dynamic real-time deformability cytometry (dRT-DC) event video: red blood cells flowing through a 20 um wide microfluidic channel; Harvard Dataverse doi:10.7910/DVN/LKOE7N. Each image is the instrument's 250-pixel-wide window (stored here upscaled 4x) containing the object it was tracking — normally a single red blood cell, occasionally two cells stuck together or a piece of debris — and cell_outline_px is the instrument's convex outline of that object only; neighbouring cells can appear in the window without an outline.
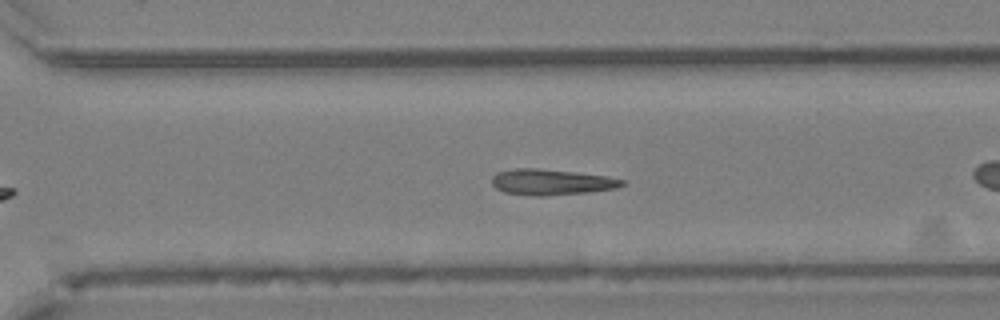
{"species": "Egyptian fruit bat (a non-hibernating species)", "species_latin": "Rousettus aegyptiacus", "temperature_condition": "cold", "stored_images_in_passage": 33, "camera_frame_rate_fps": 3000, "um_per_image_px": 0.085, "animal": {"sex": "female"}, "frame": {"image": 1, "passage_image": 19, "time_ms": 6.0, "image_size_px": [1000, 320], "cell_outline_px": [[624, 184], [616, 188], [588, 192], [544, 196], [536, 196], [504, 192], [496, 188], [492, 184], [492, 176], [496, 172], [520, 168], [536, 168], [608, 176], [624, 180]], "centroid_in_image_um": [46.84, 15.48], "position_along_channel_um": 323.8, "area_um2": 19.42}}